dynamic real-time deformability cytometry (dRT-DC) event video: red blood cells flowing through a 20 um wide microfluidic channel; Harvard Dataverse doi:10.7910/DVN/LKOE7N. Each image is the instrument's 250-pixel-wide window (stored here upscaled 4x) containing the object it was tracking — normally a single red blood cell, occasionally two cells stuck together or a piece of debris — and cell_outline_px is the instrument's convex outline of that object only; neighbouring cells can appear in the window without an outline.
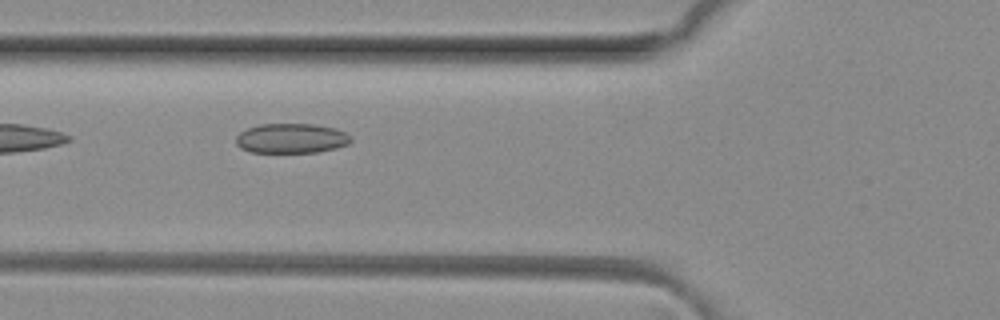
{"species": "common noctule bat (a hibernating species)", "species_latin": "Nyctalus noctula", "temperature_condition": "room temperature", "stored_images_in_passage": 8, "camera_frame_rate_fps": 3000, "um_per_image_px": 0.085, "animal": {"sex": "female", "body_mass_g": 29.2, "forearm_length_mm": 56.3}, "frame": {"image": 1, "passage_image": 5, "time_ms": 1.333, "image_size_px": [1000, 320], "cell_outline_px": [[352, 140], [348, 144], [336, 148], [316, 152], [252, 152], [240, 148], [236, 144], [236, 136], [240, 132], [248, 128], [260, 124], [312, 124], [336, 128], [352, 136]], "centroid_in_image_um": [24.77, 11.76], "position_along_channel_um": 101.0, "area_um2": 19.94}}
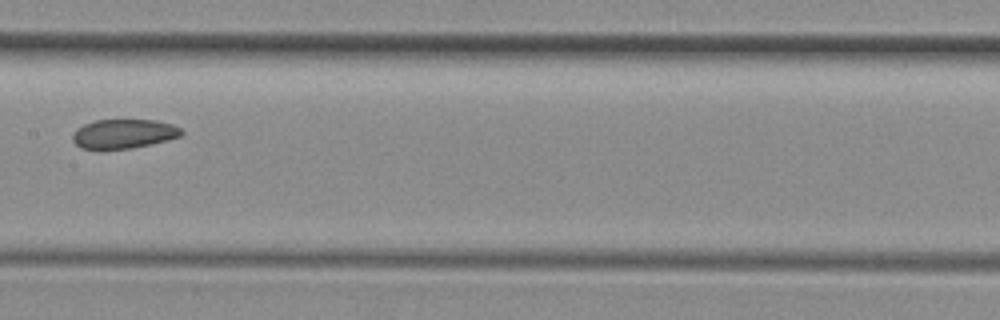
{"frame": {"image": 2, "passage_image": 7, "time_ms": 2.0, "image_size_px": [1000, 320], "cell_outline_px": [[184, 132], [180, 136], [168, 140], [132, 148], [80, 148], [72, 140], [72, 136], [76, 128], [84, 124], [96, 120], [156, 120], [172, 124], [180, 128]], "centroid_in_image_um": [10.52, 11.36], "position_along_channel_um": 196.9, "area_um2": 18.38}}
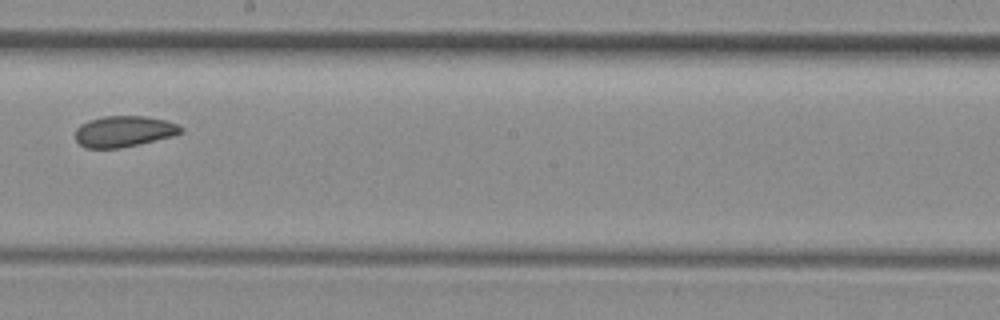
{"frame": {"image": 3, "passage_image": 8, "time_ms": 2.333, "image_size_px": [1000, 320], "cell_outline_px": [[184, 132], [172, 136], [140, 144], [120, 148], [84, 148], [76, 140], [76, 128], [80, 124], [88, 120], [104, 116], [144, 116], [164, 120], [180, 124], [184, 128]], "centroid_in_image_um": [10.55, 11.17], "position_along_channel_um": 237.7, "area_um2": 19.25}}